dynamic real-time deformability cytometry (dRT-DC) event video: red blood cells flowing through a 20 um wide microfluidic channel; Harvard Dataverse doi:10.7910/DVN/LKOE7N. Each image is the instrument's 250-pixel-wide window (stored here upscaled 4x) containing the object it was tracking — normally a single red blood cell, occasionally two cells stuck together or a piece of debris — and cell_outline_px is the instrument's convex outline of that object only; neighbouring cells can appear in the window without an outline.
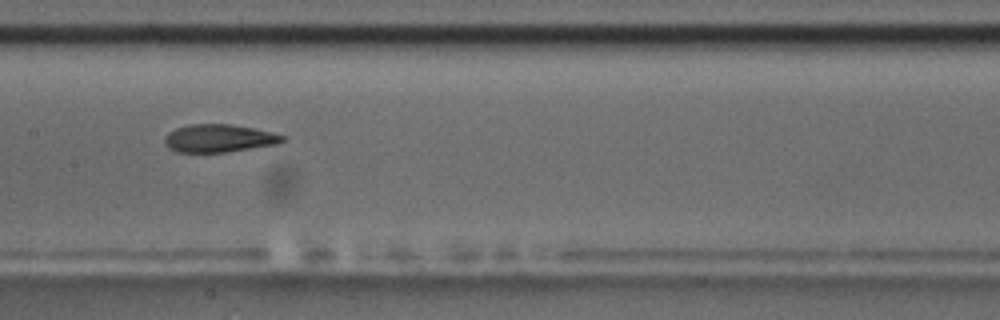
{"species": "common noctule bat (a hibernating species)", "species_latin": "Nyctalus noctula", "temperature_condition": "room temperature", "stored_images_in_passage": 13, "camera_frame_rate_fps": 3000, "um_per_image_px": 0.085, "animal": {"sex": "male", "body_mass_g": 17.5, "forearm_length_mm": 52.3}, "frame": {"image": 1, "passage_image": 8, "time_ms": 9.0, "image_size_px": [1000, 320], "cell_outline_px": [[288, 140], [276, 144], [224, 152], [176, 152], [168, 148], [164, 144], [164, 136], [168, 132], [176, 128], [188, 124], [232, 124], [252, 128], [288, 136]], "centroid_in_image_um": [18.59, 11.75], "position_along_channel_um": 188.8, "area_um2": 19.25}, "authors_computed_cell_mechanics": {"area_um2": 19.941, "velocity_mm_per_s": 3.478, "shape_relaxation_time_tau1_ms": null, "shape_relaxation_time_tau2_ms": 2.414, "deformation_change_tau1": null, "deformation_change_tau2": 0.1045}}